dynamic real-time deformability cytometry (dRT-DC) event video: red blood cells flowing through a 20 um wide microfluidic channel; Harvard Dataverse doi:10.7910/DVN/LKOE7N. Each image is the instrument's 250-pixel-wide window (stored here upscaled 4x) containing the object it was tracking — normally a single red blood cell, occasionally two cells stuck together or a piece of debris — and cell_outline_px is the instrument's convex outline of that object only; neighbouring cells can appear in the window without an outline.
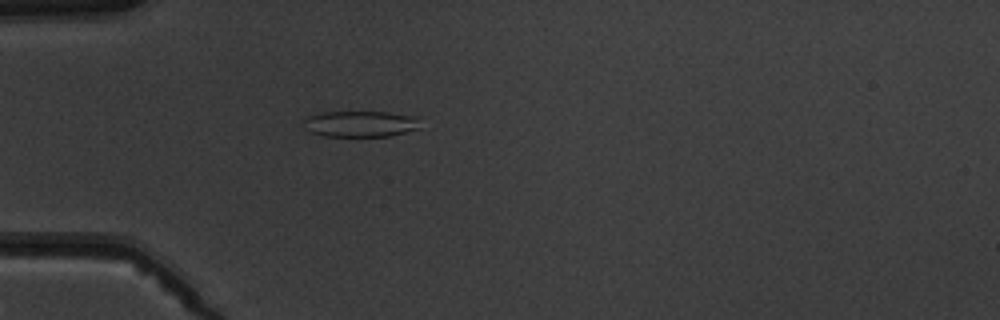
{"species": "common noctule bat (a hibernating species)", "species_latin": "Nyctalus noctula", "temperature_condition": "warm", "stored_images_in_passage": 1, "camera_frame_rate_fps": 3000, "um_per_image_px": 0.085, "animal": {"sex": "male", "body_mass_g": 19.5, "forearm_length_mm": 54.6}, "frame": {"image": 1, "passage_image": 1, "time_ms": 0.0, "image_size_px": [1000, 320], "cell_outline_px": [[420, 128], [392, 136], [324, 136], [312, 132], [304, 128], [304, 120], [308, 116], [324, 112], [388, 112], [416, 116]], "centroid_in_image_um": [30.65, 10.53], "position_along_channel_um": 54.4, "area_um2": 17.69}}